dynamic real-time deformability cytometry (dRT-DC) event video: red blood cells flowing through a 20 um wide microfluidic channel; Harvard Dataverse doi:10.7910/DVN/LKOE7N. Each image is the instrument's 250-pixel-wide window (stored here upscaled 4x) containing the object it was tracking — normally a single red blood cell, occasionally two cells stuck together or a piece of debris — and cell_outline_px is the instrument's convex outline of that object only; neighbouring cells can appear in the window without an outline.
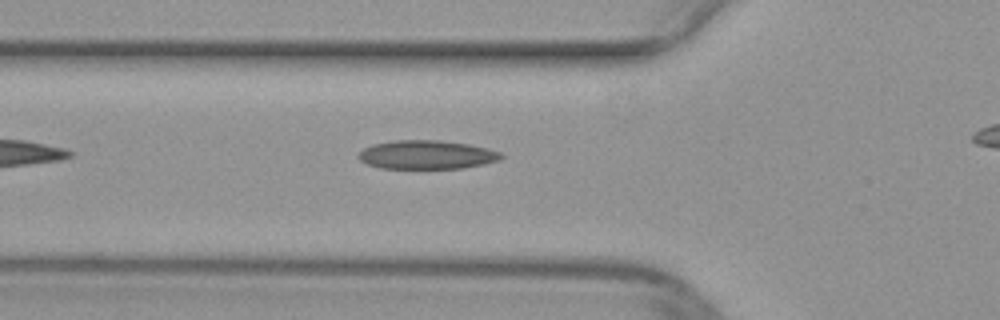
{"species": "common noctule bat (a hibernating species)", "species_latin": "Nyctalus noctula", "temperature_condition": "warm", "stored_images_in_passage": 28, "camera_frame_rate_fps": 3000, "um_per_image_px": 0.085, "animal": {"sex": "female", "body_mass_g": 29.2, "forearm_length_mm": 56.3}, "frame": {"image": 1, "passage_image": 2, "time_ms": 0.333, "image_size_px": [1000, 320], "cell_outline_px": [[504, 156], [500, 160], [484, 164], [464, 168], [380, 168], [368, 164], [360, 160], [356, 156], [364, 148], [372, 144], [396, 140], [440, 140], [468, 144], [488, 148], [500, 152]], "centroid_in_image_um": [36.28, 13.15], "position_along_channel_um": 89.5, "area_um2": 23.93}}
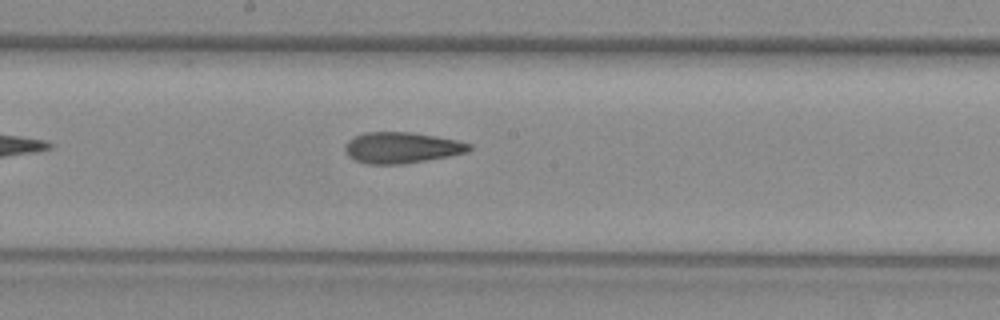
{"frame": {"image": 2, "passage_image": 11, "time_ms": 3.333, "image_size_px": [1000, 320], "cell_outline_px": [[472, 148], [468, 152], [448, 156], [404, 164], [368, 164], [356, 160], [348, 156], [344, 148], [344, 144], [348, 140], [364, 132], [412, 132], [436, 136], [456, 140], [472, 144]], "centroid_in_image_um": [34.14, 12.55], "position_along_channel_um": 214.1, "area_um2": 22.48}}
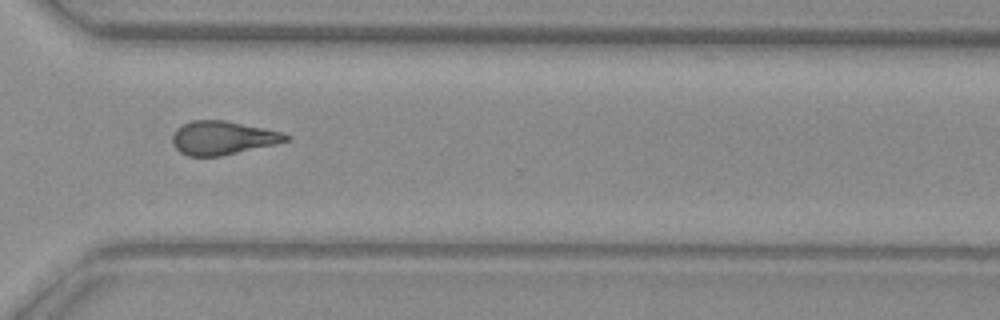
{"frame": {"image": 3, "passage_image": 21, "time_ms": 6.667, "image_size_px": [1000, 320], "cell_outline_px": [[292, 136], [288, 140], [276, 144], [220, 156], [188, 156], [180, 152], [172, 144], [172, 136], [176, 128], [192, 120], [224, 120], [280, 132]], "centroid_in_image_um": [18.89, 11.72], "position_along_channel_um": 351.7, "area_um2": 22.02}}